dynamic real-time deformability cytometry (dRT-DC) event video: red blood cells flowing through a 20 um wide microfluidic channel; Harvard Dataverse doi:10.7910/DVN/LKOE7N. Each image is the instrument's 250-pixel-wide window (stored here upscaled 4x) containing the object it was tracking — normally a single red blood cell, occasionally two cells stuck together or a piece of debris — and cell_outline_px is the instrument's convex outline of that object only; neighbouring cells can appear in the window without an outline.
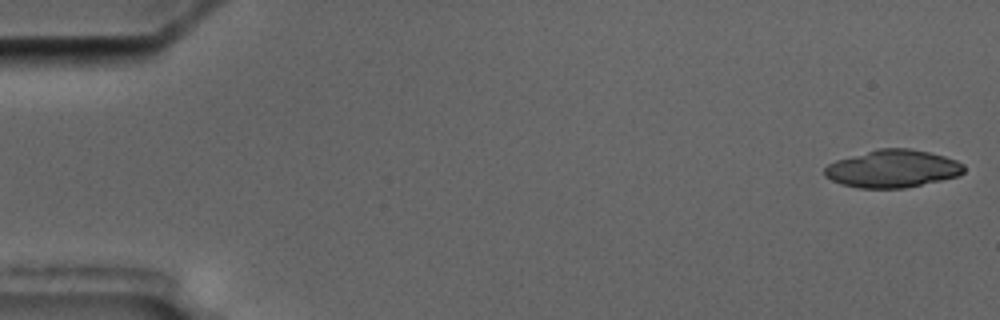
{"species": "common noctule bat (a hibernating species)", "species_latin": "Nyctalus noctula", "temperature_condition": "cold", "stored_images_in_passage": 6, "camera_frame_rate_fps": 3000, "um_per_image_px": 0.085, "animal": {"sex": "male", "body_mass_g": 17.5, "forearm_length_mm": 52.3}, "frame": {"image": 1, "passage_image": 1, "time_ms": 0.0, "image_size_px": [1000, 320], "cell_outline_px": [[964, 172], [960, 176], [904, 188], [860, 188], [840, 184], [824, 176], [824, 168], [828, 164], [836, 160], [880, 148], [908, 148], [928, 152], [944, 156], [956, 160], [964, 164]], "centroid_in_image_um": [75.87, 14.34], "position_along_channel_um": 9.1, "area_um2": 30.52}}
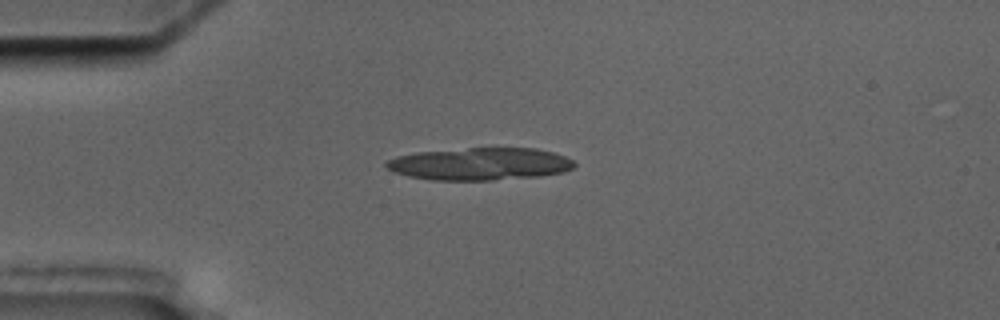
{"frame": {"image": 2, "passage_image": 4, "time_ms": 4.333, "image_size_px": [1000, 320], "cell_outline_px": [[576, 164], [572, 168], [564, 172], [540, 176], [492, 180], [432, 180], [408, 176], [392, 172], [384, 164], [388, 160], [396, 156], [416, 152], [468, 148], [536, 148], [552, 152], [564, 156], [572, 160]], "centroid_in_image_um": [40.78, 13.93], "position_along_channel_um": 44.2, "area_um2": 35.6}}